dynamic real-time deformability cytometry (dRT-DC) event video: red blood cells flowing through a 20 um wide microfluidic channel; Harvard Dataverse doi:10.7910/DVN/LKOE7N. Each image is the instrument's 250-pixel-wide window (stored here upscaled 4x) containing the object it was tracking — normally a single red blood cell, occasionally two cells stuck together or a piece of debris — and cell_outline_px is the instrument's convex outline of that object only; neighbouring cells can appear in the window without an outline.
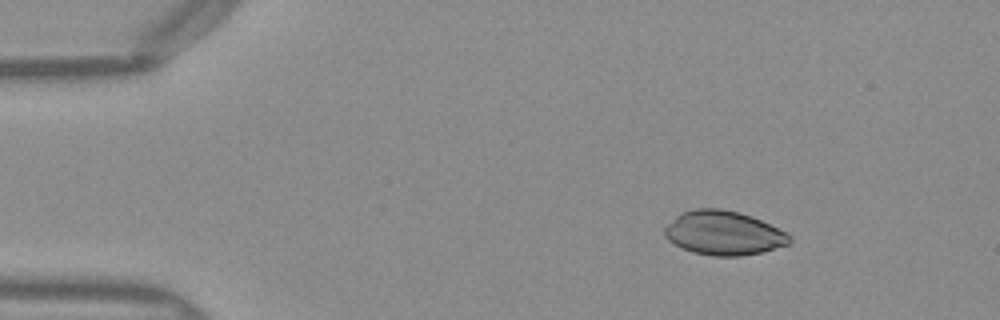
{"species": "Egyptian fruit bat (a non-hibernating species)", "species_latin": "Rousettus aegyptiacus", "temperature_condition": "warm", "stored_images_in_passage": 44, "camera_frame_rate_fps": 3000, "um_per_image_px": 0.085, "frame": {"image": 1, "passage_image": 1, "time_ms": 0.0, "image_size_px": [1000, 320], "cell_outline_px": [[792, 244], [760, 252], [740, 256], [712, 256], [692, 252], [668, 240], [664, 236], [664, 228], [680, 212], [692, 208], [720, 208], [740, 212], [752, 216], [788, 232], [792, 236]], "centroid_in_image_um": [61.54, 19.79], "position_along_channel_um": 23.5, "area_um2": 32.43}}
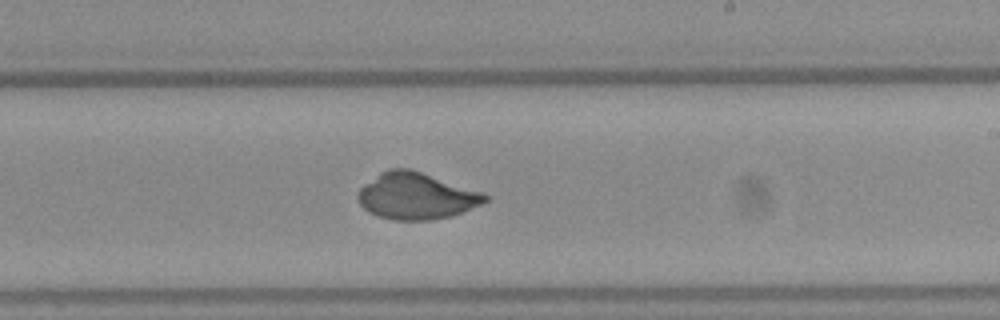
{"frame": {"image": 2, "passage_image": 24, "time_ms": 7.667, "image_size_px": [1000, 320], "cell_outline_px": [[488, 200], [464, 212], [432, 220], [392, 220], [368, 212], [360, 204], [356, 196], [360, 188], [364, 184], [380, 172], [388, 168], [412, 168], [480, 192], [488, 196]], "centroid_in_image_um": [35.34, 16.65], "position_along_channel_um": 253.7, "area_um2": 34.39}}
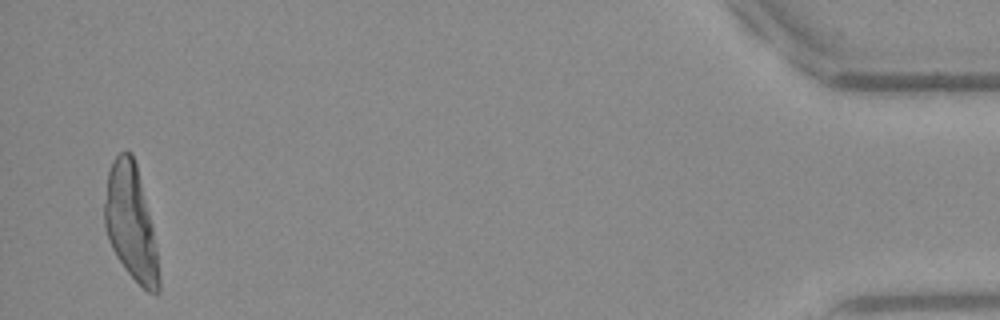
{"frame": {"image": 3, "passage_image": 43, "time_ms": 14.0, "image_size_px": [1000, 320], "cell_outline_px": [[160, 292], [148, 292], [124, 268], [116, 256], [108, 240], [104, 224], [104, 204], [108, 172], [112, 160], [120, 152], [132, 152], [136, 164], [152, 228], [156, 248], [160, 276]], "centroid_in_image_um": [11.1, 18.94], "position_along_channel_um": 424.1, "area_um2": 35.95}}